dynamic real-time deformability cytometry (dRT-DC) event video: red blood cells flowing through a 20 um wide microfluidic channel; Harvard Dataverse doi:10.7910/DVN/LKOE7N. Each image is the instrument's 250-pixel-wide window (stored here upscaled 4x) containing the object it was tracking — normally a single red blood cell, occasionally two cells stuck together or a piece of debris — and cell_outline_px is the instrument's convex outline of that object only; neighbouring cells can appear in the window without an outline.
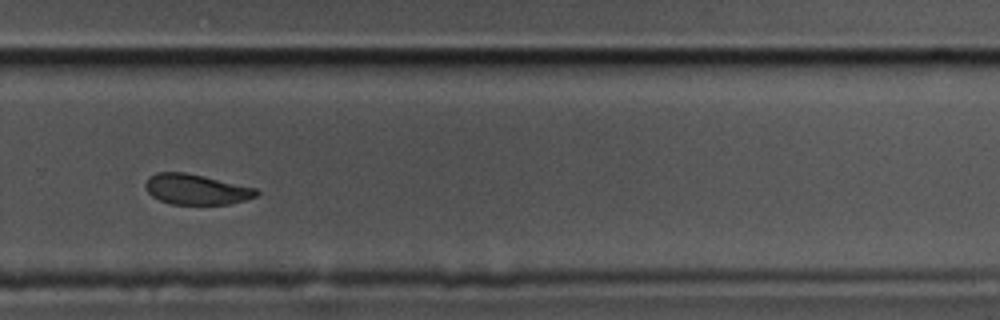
{"species": "common noctule bat (a hibernating species)", "species_latin": "Nyctalus noctula", "temperature_condition": "cold", "stored_images_in_passage": 42, "camera_frame_rate_fps": 3000, "um_per_image_px": 0.085, "animal": {"sex": "male", "body_mass_g": 17.5, "forearm_length_mm": 52.3}, "frame": {"image": 1, "passage_image": 24, "time_ms": 7.667, "image_size_px": [1000, 320], "cell_outline_px": [[260, 192], [256, 196], [244, 200], [228, 204], [168, 204], [152, 196], [148, 192], [144, 184], [148, 176], [156, 172], [184, 172], [204, 176], [256, 188]], "centroid_in_image_um": [16.64, 16.09], "position_along_channel_um": 313.2, "area_um2": 19.65}}
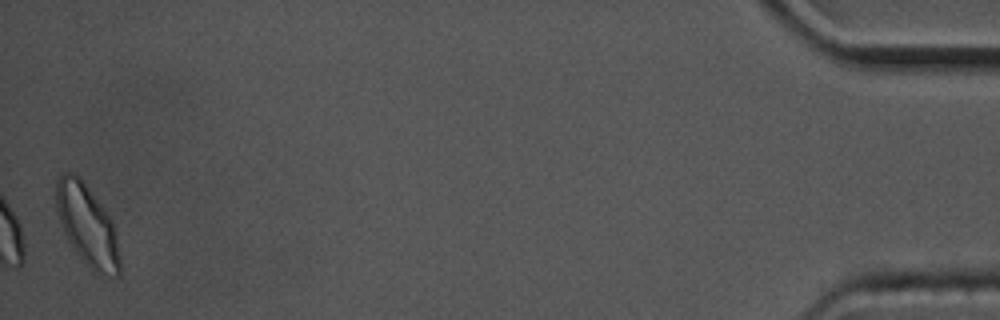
{"frame": {"image": 2, "passage_image": 42, "time_ms": 13.667, "image_size_px": [1000, 320], "cell_outline_px": [[120, 276], [100, 276], [92, 272], [76, 252], [68, 240], [64, 232], [56, 212], [56, 180], [64, 172], [72, 172], [80, 176], [104, 208], [112, 220], [116, 236], [120, 256]], "centroid_in_image_um": [7.42, 19.17], "position_along_channel_um": 427.8, "area_um2": 30.35}, "authors_computed_cell_mechanics": {"area_um2": 21.8195, "velocity_mm_per_s": 3.4519, "shape_relaxation_time_tau1_ms": 2.3805, "shape_relaxation_time_tau2_ms": 2.2052, "deformation_change_tau1": 0.1173, "deformation_change_tau2": 0.0736}}